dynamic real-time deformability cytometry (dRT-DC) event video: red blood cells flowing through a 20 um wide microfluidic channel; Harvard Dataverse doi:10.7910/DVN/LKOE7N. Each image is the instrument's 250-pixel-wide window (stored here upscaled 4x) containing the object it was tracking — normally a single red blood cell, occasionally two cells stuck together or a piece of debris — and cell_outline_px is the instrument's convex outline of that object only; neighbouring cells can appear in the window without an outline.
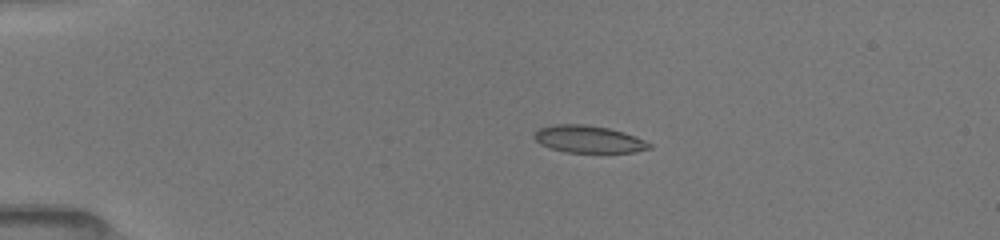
{"species": "common noctule bat (a hibernating species)", "species_latin": "Nyctalus noctula", "temperature_condition": "room temperature", "stored_images_in_passage": 8, "camera_frame_rate_fps": 3000, "um_per_image_px": 0.085, "animal": {"sex": "female", "body_mass_g": 19.5, "forearm_length_mm": 54.1}, "frame": {"image": 1, "passage_image": 4, "time_ms": 3.333, "image_size_px": [1000, 240], "cell_outline_px": [[652, 148], [636, 152], [564, 152], [540, 144], [532, 136], [540, 128], [556, 124], [584, 124], [608, 128], [624, 132], [636, 136], [652, 144]], "centroid_in_image_um": [50.06, 11.83], "position_along_channel_um": 34.9, "area_um2": 18.21}}
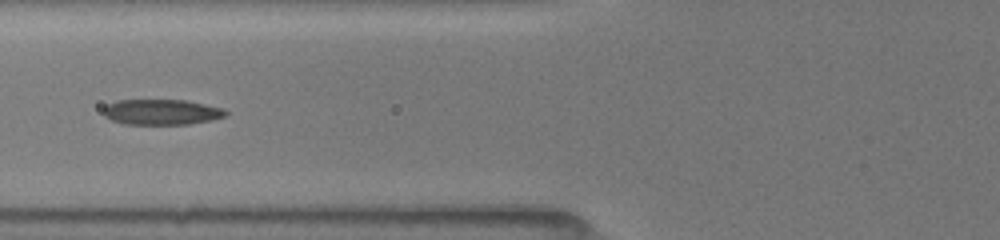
{"frame": {"image": 2, "passage_image": 7, "time_ms": 6.667, "image_size_px": [1000, 240], "cell_outline_px": [[228, 112], [224, 116], [212, 120], [188, 124], [124, 124], [112, 120], [104, 116], [104, 108], [108, 104], [116, 100], [184, 100], [224, 108]], "centroid_in_image_um": [13.73, 9.52], "position_along_channel_um": 112.1, "area_um2": 18.09}}
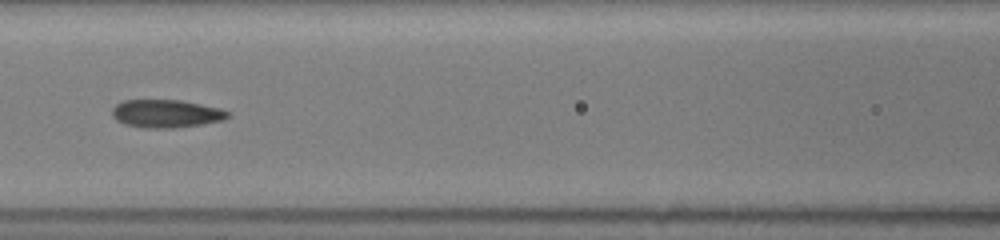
{"frame": {"image": 3, "passage_image": 8, "time_ms": 7.667, "image_size_px": [1000, 240], "cell_outline_px": [[228, 116], [224, 120], [204, 124], [172, 128], [144, 128], [124, 124], [116, 120], [112, 116], [112, 108], [116, 104], [124, 100], [180, 100], [220, 108], [228, 112]], "centroid_in_image_um": [14.09, 9.66], "position_along_channel_um": 152.5, "area_um2": 18.9}}